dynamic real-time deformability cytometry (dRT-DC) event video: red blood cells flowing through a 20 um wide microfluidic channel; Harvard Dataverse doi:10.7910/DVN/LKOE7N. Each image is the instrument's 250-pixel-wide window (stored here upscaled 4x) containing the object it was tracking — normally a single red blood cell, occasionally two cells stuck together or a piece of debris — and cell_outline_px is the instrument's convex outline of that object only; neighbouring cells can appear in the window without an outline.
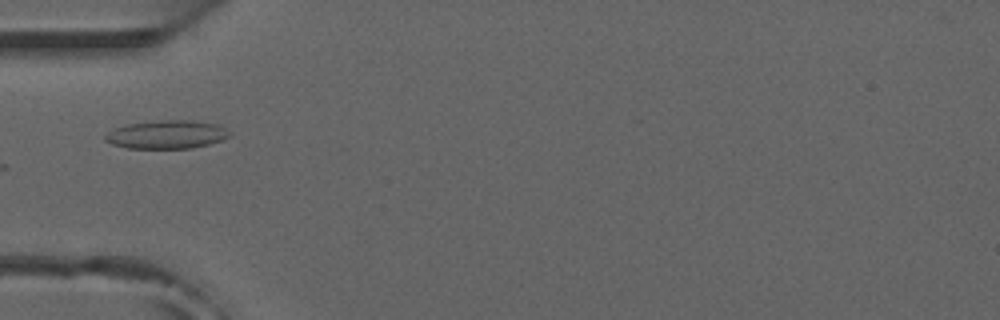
{"species": "common noctule bat (a hibernating species)", "species_latin": "Nyctalus noctula", "temperature_condition": "room temperature", "stored_images_in_passage": 37, "camera_frame_rate_fps": 3000, "um_per_image_px": 0.085, "animal": {"sex": "male", "forearm_length_mm": 52.5}, "frame": {"image": 1, "passage_image": 1, "time_ms": 0.0, "image_size_px": [1000, 320], "cell_outline_px": [[232, 136], [224, 140], [192, 148], [128, 148], [112, 144], [104, 140], [104, 136], [108, 132], [116, 128], [128, 124], [160, 120], [192, 120], [220, 124], [232, 132]], "centroid_in_image_um": [14.25, 11.43], "position_along_channel_um": 70.7, "area_um2": 20.75}}
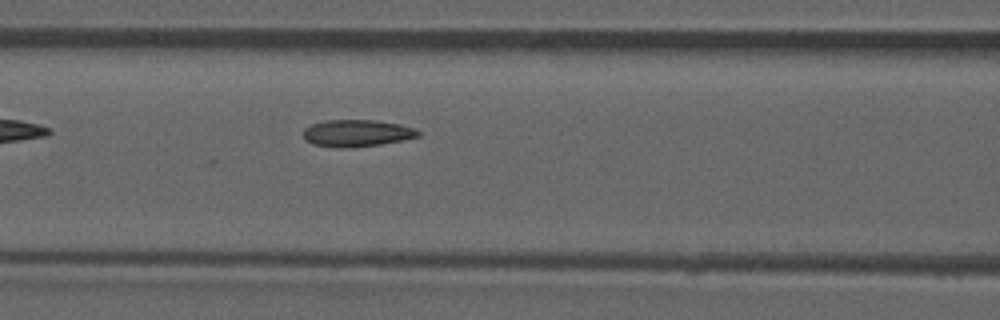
{"frame": {"image": 2, "passage_image": 6, "time_ms": 1.667, "image_size_px": [1000, 320], "cell_outline_px": [[420, 136], [404, 140], [380, 144], [348, 148], [340, 148], [312, 144], [304, 140], [304, 128], [312, 124], [324, 120], [376, 120], [400, 124], [416, 128], [420, 132]], "centroid_in_image_um": [30.34, 11.32], "position_along_channel_um": 136.3, "area_um2": 18.21}, "authors_computed_cell_mechanics": {"area_um2": 17.5134, "velocity_mm_per_s": 3.899, "shape_relaxation_time_tau1_ms": 6.1219, "shape_relaxation_time_tau2_ms": 1.3282, "deformation_change_tau1": 0.1363, "deformation_change_tau2": 0.0702}}